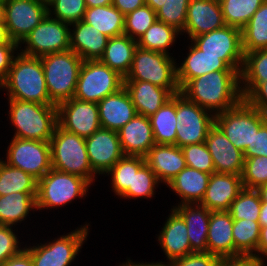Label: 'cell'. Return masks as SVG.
Wrapping results in <instances>:
<instances>
[{
    "label": "cell",
    "mask_w": 267,
    "mask_h": 266,
    "mask_svg": "<svg viewBox=\"0 0 267 266\" xmlns=\"http://www.w3.org/2000/svg\"><path fill=\"white\" fill-rule=\"evenodd\" d=\"M180 93L214 115L231 109L242 99L239 71H215L189 80Z\"/></svg>",
    "instance_id": "cell-1"
},
{
    "label": "cell",
    "mask_w": 267,
    "mask_h": 266,
    "mask_svg": "<svg viewBox=\"0 0 267 266\" xmlns=\"http://www.w3.org/2000/svg\"><path fill=\"white\" fill-rule=\"evenodd\" d=\"M17 53L0 86L3 89L6 88L8 98L43 105H55L49 98L40 57Z\"/></svg>",
    "instance_id": "cell-2"
},
{
    "label": "cell",
    "mask_w": 267,
    "mask_h": 266,
    "mask_svg": "<svg viewBox=\"0 0 267 266\" xmlns=\"http://www.w3.org/2000/svg\"><path fill=\"white\" fill-rule=\"evenodd\" d=\"M9 117L16 128L14 137L50 142L58 125L57 105L8 99Z\"/></svg>",
    "instance_id": "cell-3"
},
{
    "label": "cell",
    "mask_w": 267,
    "mask_h": 266,
    "mask_svg": "<svg viewBox=\"0 0 267 266\" xmlns=\"http://www.w3.org/2000/svg\"><path fill=\"white\" fill-rule=\"evenodd\" d=\"M50 100L59 103L74 97L83 59L67 50L40 57Z\"/></svg>",
    "instance_id": "cell-4"
},
{
    "label": "cell",
    "mask_w": 267,
    "mask_h": 266,
    "mask_svg": "<svg viewBox=\"0 0 267 266\" xmlns=\"http://www.w3.org/2000/svg\"><path fill=\"white\" fill-rule=\"evenodd\" d=\"M50 146L53 169L78 175L90 184L95 180V173L90 166L87 155L85 138L68 132L57 125L50 139Z\"/></svg>",
    "instance_id": "cell-5"
},
{
    "label": "cell",
    "mask_w": 267,
    "mask_h": 266,
    "mask_svg": "<svg viewBox=\"0 0 267 266\" xmlns=\"http://www.w3.org/2000/svg\"><path fill=\"white\" fill-rule=\"evenodd\" d=\"M267 121L260 110L251 106L245 99L229 110L215 115V124L243 153L255 145V134Z\"/></svg>",
    "instance_id": "cell-6"
},
{
    "label": "cell",
    "mask_w": 267,
    "mask_h": 266,
    "mask_svg": "<svg viewBox=\"0 0 267 266\" xmlns=\"http://www.w3.org/2000/svg\"><path fill=\"white\" fill-rule=\"evenodd\" d=\"M175 63L173 57L166 53L137 46L130 72L124 80L147 81L166 88L174 95L180 92Z\"/></svg>",
    "instance_id": "cell-7"
},
{
    "label": "cell",
    "mask_w": 267,
    "mask_h": 266,
    "mask_svg": "<svg viewBox=\"0 0 267 266\" xmlns=\"http://www.w3.org/2000/svg\"><path fill=\"white\" fill-rule=\"evenodd\" d=\"M91 184L84 178L51 169L37 181V209L63 206L73 199L86 196Z\"/></svg>",
    "instance_id": "cell-8"
},
{
    "label": "cell",
    "mask_w": 267,
    "mask_h": 266,
    "mask_svg": "<svg viewBox=\"0 0 267 266\" xmlns=\"http://www.w3.org/2000/svg\"><path fill=\"white\" fill-rule=\"evenodd\" d=\"M124 87V77L100 60L83 61L73 98L98 103Z\"/></svg>",
    "instance_id": "cell-9"
},
{
    "label": "cell",
    "mask_w": 267,
    "mask_h": 266,
    "mask_svg": "<svg viewBox=\"0 0 267 266\" xmlns=\"http://www.w3.org/2000/svg\"><path fill=\"white\" fill-rule=\"evenodd\" d=\"M176 121V146L182 148L205 142L209 129L215 124V115L179 92L176 94Z\"/></svg>",
    "instance_id": "cell-10"
},
{
    "label": "cell",
    "mask_w": 267,
    "mask_h": 266,
    "mask_svg": "<svg viewBox=\"0 0 267 266\" xmlns=\"http://www.w3.org/2000/svg\"><path fill=\"white\" fill-rule=\"evenodd\" d=\"M70 24L55 19L48 14L24 38V50L20 53L32 57H42L47 54L70 50Z\"/></svg>",
    "instance_id": "cell-11"
},
{
    "label": "cell",
    "mask_w": 267,
    "mask_h": 266,
    "mask_svg": "<svg viewBox=\"0 0 267 266\" xmlns=\"http://www.w3.org/2000/svg\"><path fill=\"white\" fill-rule=\"evenodd\" d=\"M191 42L204 54L221 56V60L228 67L241 72L244 62L241 29L225 25L222 28L193 37Z\"/></svg>",
    "instance_id": "cell-12"
},
{
    "label": "cell",
    "mask_w": 267,
    "mask_h": 266,
    "mask_svg": "<svg viewBox=\"0 0 267 266\" xmlns=\"http://www.w3.org/2000/svg\"><path fill=\"white\" fill-rule=\"evenodd\" d=\"M6 160L8 165L22 169L38 181L52 169L50 142L13 137Z\"/></svg>",
    "instance_id": "cell-13"
},
{
    "label": "cell",
    "mask_w": 267,
    "mask_h": 266,
    "mask_svg": "<svg viewBox=\"0 0 267 266\" xmlns=\"http://www.w3.org/2000/svg\"><path fill=\"white\" fill-rule=\"evenodd\" d=\"M88 224L46 244L25 249L30 253L33 266H69L76 258L84 240H87Z\"/></svg>",
    "instance_id": "cell-14"
},
{
    "label": "cell",
    "mask_w": 267,
    "mask_h": 266,
    "mask_svg": "<svg viewBox=\"0 0 267 266\" xmlns=\"http://www.w3.org/2000/svg\"><path fill=\"white\" fill-rule=\"evenodd\" d=\"M4 8L8 36L19 45L48 14V6L38 0H4Z\"/></svg>",
    "instance_id": "cell-15"
},
{
    "label": "cell",
    "mask_w": 267,
    "mask_h": 266,
    "mask_svg": "<svg viewBox=\"0 0 267 266\" xmlns=\"http://www.w3.org/2000/svg\"><path fill=\"white\" fill-rule=\"evenodd\" d=\"M58 125L80 137H90L101 128L98 105L71 98L57 105Z\"/></svg>",
    "instance_id": "cell-16"
},
{
    "label": "cell",
    "mask_w": 267,
    "mask_h": 266,
    "mask_svg": "<svg viewBox=\"0 0 267 266\" xmlns=\"http://www.w3.org/2000/svg\"><path fill=\"white\" fill-rule=\"evenodd\" d=\"M87 155L93 172L106 174L124 154L117 131L100 128L85 138Z\"/></svg>",
    "instance_id": "cell-17"
},
{
    "label": "cell",
    "mask_w": 267,
    "mask_h": 266,
    "mask_svg": "<svg viewBox=\"0 0 267 266\" xmlns=\"http://www.w3.org/2000/svg\"><path fill=\"white\" fill-rule=\"evenodd\" d=\"M205 144L211 154L215 173L242 174L243 152L230 142L216 124L209 129Z\"/></svg>",
    "instance_id": "cell-18"
},
{
    "label": "cell",
    "mask_w": 267,
    "mask_h": 266,
    "mask_svg": "<svg viewBox=\"0 0 267 266\" xmlns=\"http://www.w3.org/2000/svg\"><path fill=\"white\" fill-rule=\"evenodd\" d=\"M225 21L220 3L215 0H190L183 33L189 38L224 27Z\"/></svg>",
    "instance_id": "cell-19"
},
{
    "label": "cell",
    "mask_w": 267,
    "mask_h": 266,
    "mask_svg": "<svg viewBox=\"0 0 267 266\" xmlns=\"http://www.w3.org/2000/svg\"><path fill=\"white\" fill-rule=\"evenodd\" d=\"M243 189L241 175L212 173L199 204L210 211H228L231 203Z\"/></svg>",
    "instance_id": "cell-20"
},
{
    "label": "cell",
    "mask_w": 267,
    "mask_h": 266,
    "mask_svg": "<svg viewBox=\"0 0 267 266\" xmlns=\"http://www.w3.org/2000/svg\"><path fill=\"white\" fill-rule=\"evenodd\" d=\"M117 132L125 156L145 157L156 144L151 121L147 116L137 114Z\"/></svg>",
    "instance_id": "cell-21"
},
{
    "label": "cell",
    "mask_w": 267,
    "mask_h": 266,
    "mask_svg": "<svg viewBox=\"0 0 267 266\" xmlns=\"http://www.w3.org/2000/svg\"><path fill=\"white\" fill-rule=\"evenodd\" d=\"M101 128L118 131L137 115L125 87L97 103Z\"/></svg>",
    "instance_id": "cell-22"
},
{
    "label": "cell",
    "mask_w": 267,
    "mask_h": 266,
    "mask_svg": "<svg viewBox=\"0 0 267 266\" xmlns=\"http://www.w3.org/2000/svg\"><path fill=\"white\" fill-rule=\"evenodd\" d=\"M144 158L159 182L166 185L187 166L182 149L176 145L155 144Z\"/></svg>",
    "instance_id": "cell-23"
},
{
    "label": "cell",
    "mask_w": 267,
    "mask_h": 266,
    "mask_svg": "<svg viewBox=\"0 0 267 266\" xmlns=\"http://www.w3.org/2000/svg\"><path fill=\"white\" fill-rule=\"evenodd\" d=\"M124 87L128 91L138 115L150 117L156 113L173 94L166 88L147 81L124 80Z\"/></svg>",
    "instance_id": "cell-24"
},
{
    "label": "cell",
    "mask_w": 267,
    "mask_h": 266,
    "mask_svg": "<svg viewBox=\"0 0 267 266\" xmlns=\"http://www.w3.org/2000/svg\"><path fill=\"white\" fill-rule=\"evenodd\" d=\"M233 223L228 211H211L207 235L208 253L219 258L235 256Z\"/></svg>",
    "instance_id": "cell-25"
},
{
    "label": "cell",
    "mask_w": 267,
    "mask_h": 266,
    "mask_svg": "<svg viewBox=\"0 0 267 266\" xmlns=\"http://www.w3.org/2000/svg\"><path fill=\"white\" fill-rule=\"evenodd\" d=\"M171 210V215L168 216L158 236L160 246L169 262L194 252L183 218L174 209Z\"/></svg>",
    "instance_id": "cell-26"
},
{
    "label": "cell",
    "mask_w": 267,
    "mask_h": 266,
    "mask_svg": "<svg viewBox=\"0 0 267 266\" xmlns=\"http://www.w3.org/2000/svg\"><path fill=\"white\" fill-rule=\"evenodd\" d=\"M70 25L75 27L72 32L70 31V50L83 61L99 60L104 54L109 37L83 20Z\"/></svg>",
    "instance_id": "cell-27"
},
{
    "label": "cell",
    "mask_w": 267,
    "mask_h": 266,
    "mask_svg": "<svg viewBox=\"0 0 267 266\" xmlns=\"http://www.w3.org/2000/svg\"><path fill=\"white\" fill-rule=\"evenodd\" d=\"M177 69V81L180 89L191 79L215 71H238L228 67L221 56L206 55L194 43L189 47V54Z\"/></svg>",
    "instance_id": "cell-28"
},
{
    "label": "cell",
    "mask_w": 267,
    "mask_h": 266,
    "mask_svg": "<svg viewBox=\"0 0 267 266\" xmlns=\"http://www.w3.org/2000/svg\"><path fill=\"white\" fill-rule=\"evenodd\" d=\"M184 220L191 249L207 252V235L211 211L199 203L178 204L173 208Z\"/></svg>",
    "instance_id": "cell-29"
},
{
    "label": "cell",
    "mask_w": 267,
    "mask_h": 266,
    "mask_svg": "<svg viewBox=\"0 0 267 266\" xmlns=\"http://www.w3.org/2000/svg\"><path fill=\"white\" fill-rule=\"evenodd\" d=\"M210 175L186 166L167 185L179 195L181 204L200 203L209 184Z\"/></svg>",
    "instance_id": "cell-30"
},
{
    "label": "cell",
    "mask_w": 267,
    "mask_h": 266,
    "mask_svg": "<svg viewBox=\"0 0 267 266\" xmlns=\"http://www.w3.org/2000/svg\"><path fill=\"white\" fill-rule=\"evenodd\" d=\"M137 46V41L125 34L109 38L99 60L125 78L130 72Z\"/></svg>",
    "instance_id": "cell-31"
},
{
    "label": "cell",
    "mask_w": 267,
    "mask_h": 266,
    "mask_svg": "<svg viewBox=\"0 0 267 266\" xmlns=\"http://www.w3.org/2000/svg\"><path fill=\"white\" fill-rule=\"evenodd\" d=\"M37 192H13L0 196V225L13 226L26 219L30 210L37 209Z\"/></svg>",
    "instance_id": "cell-32"
},
{
    "label": "cell",
    "mask_w": 267,
    "mask_h": 266,
    "mask_svg": "<svg viewBox=\"0 0 267 266\" xmlns=\"http://www.w3.org/2000/svg\"><path fill=\"white\" fill-rule=\"evenodd\" d=\"M125 16L112 4L87 8L83 21L109 38L124 34Z\"/></svg>",
    "instance_id": "cell-33"
},
{
    "label": "cell",
    "mask_w": 267,
    "mask_h": 266,
    "mask_svg": "<svg viewBox=\"0 0 267 266\" xmlns=\"http://www.w3.org/2000/svg\"><path fill=\"white\" fill-rule=\"evenodd\" d=\"M267 79V49L253 50L244 54L240 72L241 94L245 99L260 83ZM243 86V87H242Z\"/></svg>",
    "instance_id": "cell-34"
},
{
    "label": "cell",
    "mask_w": 267,
    "mask_h": 266,
    "mask_svg": "<svg viewBox=\"0 0 267 266\" xmlns=\"http://www.w3.org/2000/svg\"><path fill=\"white\" fill-rule=\"evenodd\" d=\"M149 118L155 143L176 145V94Z\"/></svg>",
    "instance_id": "cell-35"
},
{
    "label": "cell",
    "mask_w": 267,
    "mask_h": 266,
    "mask_svg": "<svg viewBox=\"0 0 267 266\" xmlns=\"http://www.w3.org/2000/svg\"><path fill=\"white\" fill-rule=\"evenodd\" d=\"M243 53L267 49V0L241 29Z\"/></svg>",
    "instance_id": "cell-36"
},
{
    "label": "cell",
    "mask_w": 267,
    "mask_h": 266,
    "mask_svg": "<svg viewBox=\"0 0 267 266\" xmlns=\"http://www.w3.org/2000/svg\"><path fill=\"white\" fill-rule=\"evenodd\" d=\"M160 182L156 174L146 164L145 158L133 156V180L132 187H129L121 198H151L154 189Z\"/></svg>",
    "instance_id": "cell-37"
},
{
    "label": "cell",
    "mask_w": 267,
    "mask_h": 266,
    "mask_svg": "<svg viewBox=\"0 0 267 266\" xmlns=\"http://www.w3.org/2000/svg\"><path fill=\"white\" fill-rule=\"evenodd\" d=\"M178 34L182 33L176 28L156 20L137 40V45L144 49L170 55L167 48L176 41Z\"/></svg>",
    "instance_id": "cell-38"
},
{
    "label": "cell",
    "mask_w": 267,
    "mask_h": 266,
    "mask_svg": "<svg viewBox=\"0 0 267 266\" xmlns=\"http://www.w3.org/2000/svg\"><path fill=\"white\" fill-rule=\"evenodd\" d=\"M13 192H37V180L0 159V196Z\"/></svg>",
    "instance_id": "cell-39"
},
{
    "label": "cell",
    "mask_w": 267,
    "mask_h": 266,
    "mask_svg": "<svg viewBox=\"0 0 267 266\" xmlns=\"http://www.w3.org/2000/svg\"><path fill=\"white\" fill-rule=\"evenodd\" d=\"M261 227L258 221L247 219L234 220L233 238L235 246V256L255 255L260 239ZM255 252V253H253Z\"/></svg>",
    "instance_id": "cell-40"
},
{
    "label": "cell",
    "mask_w": 267,
    "mask_h": 266,
    "mask_svg": "<svg viewBox=\"0 0 267 266\" xmlns=\"http://www.w3.org/2000/svg\"><path fill=\"white\" fill-rule=\"evenodd\" d=\"M266 0H224L220 3L225 24L242 29Z\"/></svg>",
    "instance_id": "cell-41"
},
{
    "label": "cell",
    "mask_w": 267,
    "mask_h": 266,
    "mask_svg": "<svg viewBox=\"0 0 267 266\" xmlns=\"http://www.w3.org/2000/svg\"><path fill=\"white\" fill-rule=\"evenodd\" d=\"M261 209V199L255 189H243L231 203L228 212L233 220L247 219L258 221Z\"/></svg>",
    "instance_id": "cell-42"
},
{
    "label": "cell",
    "mask_w": 267,
    "mask_h": 266,
    "mask_svg": "<svg viewBox=\"0 0 267 266\" xmlns=\"http://www.w3.org/2000/svg\"><path fill=\"white\" fill-rule=\"evenodd\" d=\"M156 20V12L151 7L137 8L125 15L124 34L137 41Z\"/></svg>",
    "instance_id": "cell-43"
},
{
    "label": "cell",
    "mask_w": 267,
    "mask_h": 266,
    "mask_svg": "<svg viewBox=\"0 0 267 266\" xmlns=\"http://www.w3.org/2000/svg\"><path fill=\"white\" fill-rule=\"evenodd\" d=\"M47 6L49 16L68 24L83 20L87 9L85 0H52Z\"/></svg>",
    "instance_id": "cell-44"
},
{
    "label": "cell",
    "mask_w": 267,
    "mask_h": 266,
    "mask_svg": "<svg viewBox=\"0 0 267 266\" xmlns=\"http://www.w3.org/2000/svg\"><path fill=\"white\" fill-rule=\"evenodd\" d=\"M245 189H257L267 184V157L256 156L244 159L241 174Z\"/></svg>",
    "instance_id": "cell-45"
},
{
    "label": "cell",
    "mask_w": 267,
    "mask_h": 266,
    "mask_svg": "<svg viewBox=\"0 0 267 266\" xmlns=\"http://www.w3.org/2000/svg\"><path fill=\"white\" fill-rule=\"evenodd\" d=\"M190 0H166L156 11L157 20L183 32Z\"/></svg>",
    "instance_id": "cell-46"
},
{
    "label": "cell",
    "mask_w": 267,
    "mask_h": 266,
    "mask_svg": "<svg viewBox=\"0 0 267 266\" xmlns=\"http://www.w3.org/2000/svg\"><path fill=\"white\" fill-rule=\"evenodd\" d=\"M107 173L112 176L111 184L115 194L121 196L129 187H132L133 156L124 155Z\"/></svg>",
    "instance_id": "cell-47"
},
{
    "label": "cell",
    "mask_w": 267,
    "mask_h": 266,
    "mask_svg": "<svg viewBox=\"0 0 267 266\" xmlns=\"http://www.w3.org/2000/svg\"><path fill=\"white\" fill-rule=\"evenodd\" d=\"M181 149L188 167L209 174L215 173L212 157L205 142L187 145Z\"/></svg>",
    "instance_id": "cell-48"
},
{
    "label": "cell",
    "mask_w": 267,
    "mask_h": 266,
    "mask_svg": "<svg viewBox=\"0 0 267 266\" xmlns=\"http://www.w3.org/2000/svg\"><path fill=\"white\" fill-rule=\"evenodd\" d=\"M20 247L12 227L0 225V264L17 255L23 249Z\"/></svg>",
    "instance_id": "cell-49"
},
{
    "label": "cell",
    "mask_w": 267,
    "mask_h": 266,
    "mask_svg": "<svg viewBox=\"0 0 267 266\" xmlns=\"http://www.w3.org/2000/svg\"><path fill=\"white\" fill-rule=\"evenodd\" d=\"M221 258L208 252H193L169 262L170 266H219Z\"/></svg>",
    "instance_id": "cell-50"
},
{
    "label": "cell",
    "mask_w": 267,
    "mask_h": 266,
    "mask_svg": "<svg viewBox=\"0 0 267 266\" xmlns=\"http://www.w3.org/2000/svg\"><path fill=\"white\" fill-rule=\"evenodd\" d=\"M17 48H19V44L11 40L6 44L0 45V84L5 80L12 66Z\"/></svg>",
    "instance_id": "cell-51"
},
{
    "label": "cell",
    "mask_w": 267,
    "mask_h": 266,
    "mask_svg": "<svg viewBox=\"0 0 267 266\" xmlns=\"http://www.w3.org/2000/svg\"><path fill=\"white\" fill-rule=\"evenodd\" d=\"M244 159L266 156L267 157V121L259 128L257 134H255V145L252 148L245 150Z\"/></svg>",
    "instance_id": "cell-52"
},
{
    "label": "cell",
    "mask_w": 267,
    "mask_h": 266,
    "mask_svg": "<svg viewBox=\"0 0 267 266\" xmlns=\"http://www.w3.org/2000/svg\"><path fill=\"white\" fill-rule=\"evenodd\" d=\"M245 100L267 116V79L260 83Z\"/></svg>",
    "instance_id": "cell-53"
},
{
    "label": "cell",
    "mask_w": 267,
    "mask_h": 266,
    "mask_svg": "<svg viewBox=\"0 0 267 266\" xmlns=\"http://www.w3.org/2000/svg\"><path fill=\"white\" fill-rule=\"evenodd\" d=\"M264 259L253 255H237L221 258L219 266H264Z\"/></svg>",
    "instance_id": "cell-54"
},
{
    "label": "cell",
    "mask_w": 267,
    "mask_h": 266,
    "mask_svg": "<svg viewBox=\"0 0 267 266\" xmlns=\"http://www.w3.org/2000/svg\"><path fill=\"white\" fill-rule=\"evenodd\" d=\"M112 5L125 16L137 8L143 7L145 0H112Z\"/></svg>",
    "instance_id": "cell-55"
},
{
    "label": "cell",
    "mask_w": 267,
    "mask_h": 266,
    "mask_svg": "<svg viewBox=\"0 0 267 266\" xmlns=\"http://www.w3.org/2000/svg\"><path fill=\"white\" fill-rule=\"evenodd\" d=\"M0 266H33L30 253L25 247L17 254L6 260Z\"/></svg>",
    "instance_id": "cell-56"
},
{
    "label": "cell",
    "mask_w": 267,
    "mask_h": 266,
    "mask_svg": "<svg viewBox=\"0 0 267 266\" xmlns=\"http://www.w3.org/2000/svg\"><path fill=\"white\" fill-rule=\"evenodd\" d=\"M256 254V256L260 259H263L261 257L262 255H264L265 257L267 256V226L261 227L260 239L257 245Z\"/></svg>",
    "instance_id": "cell-57"
},
{
    "label": "cell",
    "mask_w": 267,
    "mask_h": 266,
    "mask_svg": "<svg viewBox=\"0 0 267 266\" xmlns=\"http://www.w3.org/2000/svg\"><path fill=\"white\" fill-rule=\"evenodd\" d=\"M87 8L111 5L112 0H85Z\"/></svg>",
    "instance_id": "cell-58"
},
{
    "label": "cell",
    "mask_w": 267,
    "mask_h": 266,
    "mask_svg": "<svg viewBox=\"0 0 267 266\" xmlns=\"http://www.w3.org/2000/svg\"><path fill=\"white\" fill-rule=\"evenodd\" d=\"M258 222L260 224V227L267 226V208H266V204H261V209H260V215H259Z\"/></svg>",
    "instance_id": "cell-59"
},
{
    "label": "cell",
    "mask_w": 267,
    "mask_h": 266,
    "mask_svg": "<svg viewBox=\"0 0 267 266\" xmlns=\"http://www.w3.org/2000/svg\"><path fill=\"white\" fill-rule=\"evenodd\" d=\"M9 41H10V38L6 30V25L0 24V45L6 44Z\"/></svg>",
    "instance_id": "cell-60"
},
{
    "label": "cell",
    "mask_w": 267,
    "mask_h": 266,
    "mask_svg": "<svg viewBox=\"0 0 267 266\" xmlns=\"http://www.w3.org/2000/svg\"><path fill=\"white\" fill-rule=\"evenodd\" d=\"M166 0H145V5L151 7L155 12L164 5Z\"/></svg>",
    "instance_id": "cell-61"
},
{
    "label": "cell",
    "mask_w": 267,
    "mask_h": 266,
    "mask_svg": "<svg viewBox=\"0 0 267 266\" xmlns=\"http://www.w3.org/2000/svg\"><path fill=\"white\" fill-rule=\"evenodd\" d=\"M256 191L258 192L260 196L261 204H266V208H267V184L258 187Z\"/></svg>",
    "instance_id": "cell-62"
},
{
    "label": "cell",
    "mask_w": 267,
    "mask_h": 266,
    "mask_svg": "<svg viewBox=\"0 0 267 266\" xmlns=\"http://www.w3.org/2000/svg\"><path fill=\"white\" fill-rule=\"evenodd\" d=\"M131 266H170L169 262H167V264H165L164 262H157V263H134L131 262V260L128 259L127 261Z\"/></svg>",
    "instance_id": "cell-63"
},
{
    "label": "cell",
    "mask_w": 267,
    "mask_h": 266,
    "mask_svg": "<svg viewBox=\"0 0 267 266\" xmlns=\"http://www.w3.org/2000/svg\"><path fill=\"white\" fill-rule=\"evenodd\" d=\"M0 24H5L4 0H0Z\"/></svg>",
    "instance_id": "cell-64"
},
{
    "label": "cell",
    "mask_w": 267,
    "mask_h": 266,
    "mask_svg": "<svg viewBox=\"0 0 267 266\" xmlns=\"http://www.w3.org/2000/svg\"><path fill=\"white\" fill-rule=\"evenodd\" d=\"M38 1L48 5L52 0H38Z\"/></svg>",
    "instance_id": "cell-65"
},
{
    "label": "cell",
    "mask_w": 267,
    "mask_h": 266,
    "mask_svg": "<svg viewBox=\"0 0 267 266\" xmlns=\"http://www.w3.org/2000/svg\"><path fill=\"white\" fill-rule=\"evenodd\" d=\"M119 266H131L128 262L126 263H123L122 265H119Z\"/></svg>",
    "instance_id": "cell-66"
},
{
    "label": "cell",
    "mask_w": 267,
    "mask_h": 266,
    "mask_svg": "<svg viewBox=\"0 0 267 266\" xmlns=\"http://www.w3.org/2000/svg\"><path fill=\"white\" fill-rule=\"evenodd\" d=\"M217 3H221L222 1H224V0H215Z\"/></svg>",
    "instance_id": "cell-67"
}]
</instances>
